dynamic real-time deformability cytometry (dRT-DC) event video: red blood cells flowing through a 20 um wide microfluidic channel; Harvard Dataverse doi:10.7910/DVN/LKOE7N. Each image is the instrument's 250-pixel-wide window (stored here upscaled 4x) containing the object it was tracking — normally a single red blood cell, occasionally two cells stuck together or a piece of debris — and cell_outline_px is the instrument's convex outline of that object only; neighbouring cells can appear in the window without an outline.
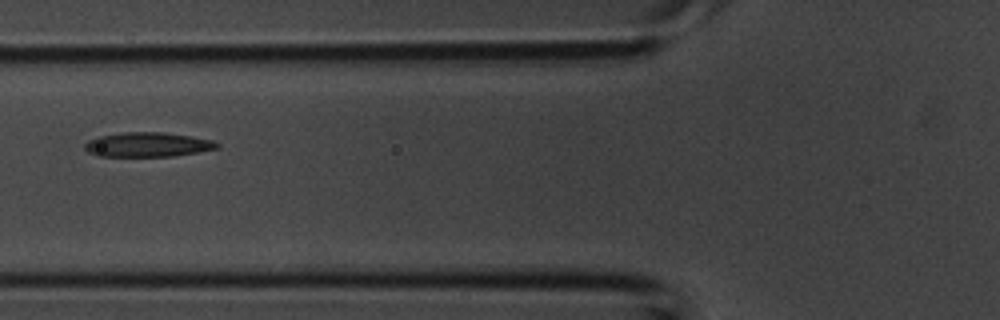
{"species": "common noctule bat (a hibernating species)", "species_latin": "Nyctalus noctula", "temperature_condition": "room temperature", "stored_images_in_passage": 5, "camera_frame_rate_fps": 3000, "um_per_image_px": 0.085, "animal": {"sex": "male", "body_mass_g": 20.1, "forearm_length_mm": 53.5}, "frame": {"image": 1, "passage_image": 5, "time_ms": 1.333, "image_size_px": [1000, 320], "cell_outline_px": [[220, 148], [172, 156], [96, 156], [88, 152], [84, 148], [84, 144], [88, 140], [96, 136], [124, 132], [164, 132], [192, 136], [212, 140], [220, 144]], "centroid_in_image_um": [12.52, 12.28], "position_along_channel_um": 113.3, "area_um2": 19.02}}